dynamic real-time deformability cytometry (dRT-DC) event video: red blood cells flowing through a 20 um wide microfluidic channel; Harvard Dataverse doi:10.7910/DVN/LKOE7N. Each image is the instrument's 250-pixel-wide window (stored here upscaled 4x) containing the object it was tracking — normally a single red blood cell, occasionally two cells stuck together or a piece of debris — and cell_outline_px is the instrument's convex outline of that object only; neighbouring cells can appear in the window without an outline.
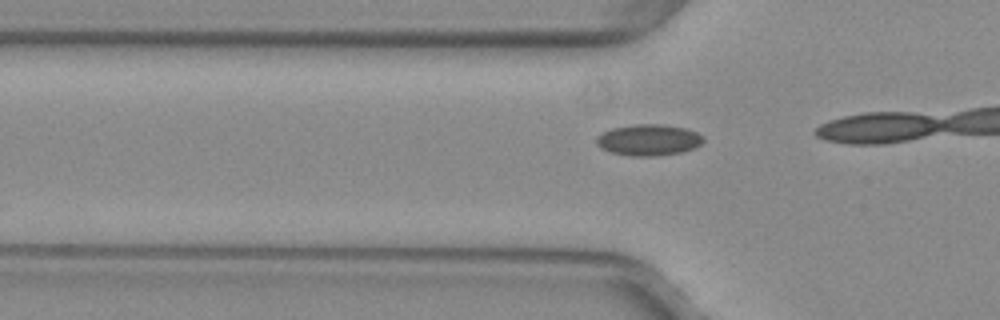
{"species": "common noctule bat (a hibernating species)", "species_latin": "Nyctalus noctula", "temperature_condition": "warm", "stored_images_in_passage": 10, "camera_frame_rate_fps": 3000, "um_per_image_px": 0.085, "animal": {"sex": "female", "body_mass_g": 29.2, "forearm_length_mm": 56.3}, "frame": {"image": 1, "passage_image": 7, "time_ms": 2.0, "image_size_px": [1000, 320], "cell_outline_px": [[704, 140], [696, 148], [680, 152], [656, 156], [632, 156], [612, 152], [600, 148], [596, 144], [596, 136], [612, 128], [632, 124], [664, 124], [684, 128], [696, 132], [704, 136]], "centroid_in_image_um": [55.13, 11.89], "position_along_channel_um": 70.7, "area_um2": 19.54}}